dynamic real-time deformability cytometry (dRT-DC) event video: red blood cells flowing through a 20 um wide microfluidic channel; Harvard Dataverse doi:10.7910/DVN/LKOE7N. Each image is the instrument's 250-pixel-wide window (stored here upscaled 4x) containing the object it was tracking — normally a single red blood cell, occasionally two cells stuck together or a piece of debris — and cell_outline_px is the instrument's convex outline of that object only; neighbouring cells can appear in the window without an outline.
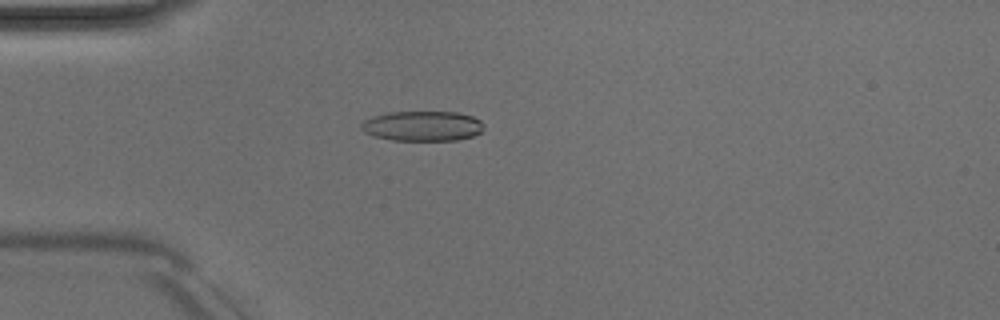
{"species": "Egyptian fruit bat (a non-hibernating species)", "species_latin": "Rousettus aegyptiacus", "temperature_condition": "room temperature", "stored_images_in_passage": 42, "camera_frame_rate_fps": 3000, "um_per_image_px": 0.085, "animal": {"sex": "male"}, "frame": {"image": 1, "passage_image": 6, "time_ms": 1.667, "image_size_px": [1000, 320], "cell_outline_px": [[484, 128], [480, 132], [472, 136], [456, 140], [392, 140], [372, 136], [364, 132], [360, 128], [360, 124], [364, 120], [372, 116], [388, 112], [456, 112], [472, 116], [480, 120], [484, 124]], "centroid_in_image_um": [35.88, 10.71], "position_along_channel_um": 49.1, "area_um2": 21.56}}
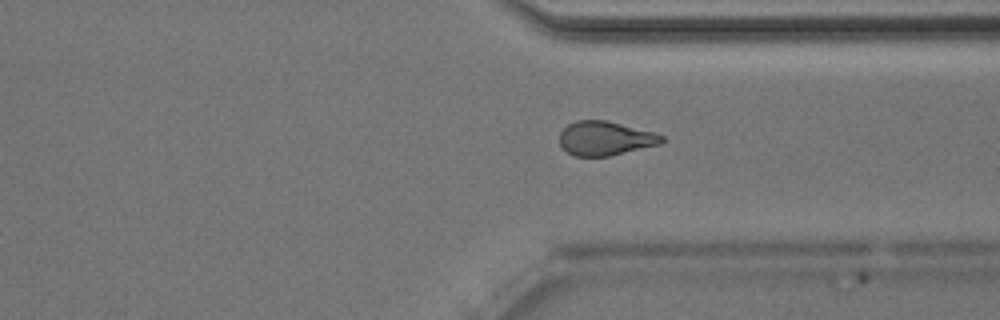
{"frame": {"image": 2, "passage_image": 30, "time_ms": 9.667, "image_size_px": [1000, 320], "cell_outline_px": [[664, 140], [660, 144], [608, 156], [572, 156], [560, 144], [560, 132], [568, 124], [576, 120], [604, 120], [656, 132], [664, 136]], "centroid_in_image_um": [51.45, 11.75], "position_along_channel_um": 360.0, "area_um2": 20.23}}
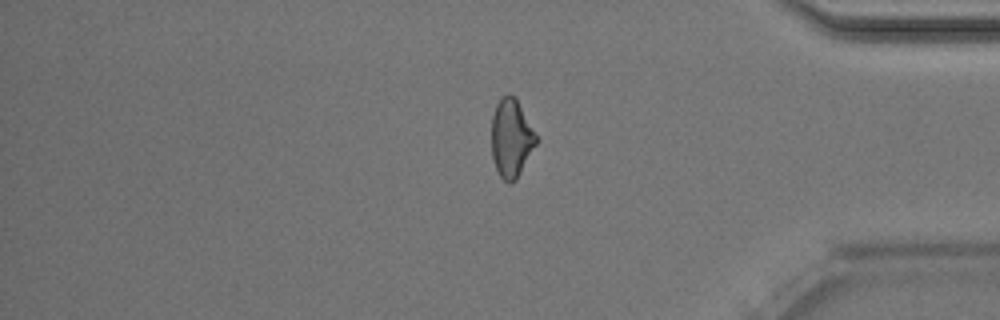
{"frame": {"image": 3, "passage_image": 34, "time_ms": 11.0, "image_size_px": [1000, 320], "cell_outline_px": [[536, 144], [516, 180], [512, 184], [508, 184], [500, 176], [496, 168], [492, 156], [492, 116], [496, 104], [508, 92], [516, 96], [536, 136]], "centroid_in_image_um": [43.44, 11.74], "position_along_channel_um": 391.8, "area_um2": 20.17}, "authors_computed_cell_mechanics": {"area_um2": 20.9525, "velocity_mm_per_s": 4.062, "shape_relaxation_time_tau1_ms": 10.385, "shape_relaxation_time_tau2_ms": 2.5563, "deformation_change_tau1": 0.2364, "deformation_change_tau2": 0.0973}}